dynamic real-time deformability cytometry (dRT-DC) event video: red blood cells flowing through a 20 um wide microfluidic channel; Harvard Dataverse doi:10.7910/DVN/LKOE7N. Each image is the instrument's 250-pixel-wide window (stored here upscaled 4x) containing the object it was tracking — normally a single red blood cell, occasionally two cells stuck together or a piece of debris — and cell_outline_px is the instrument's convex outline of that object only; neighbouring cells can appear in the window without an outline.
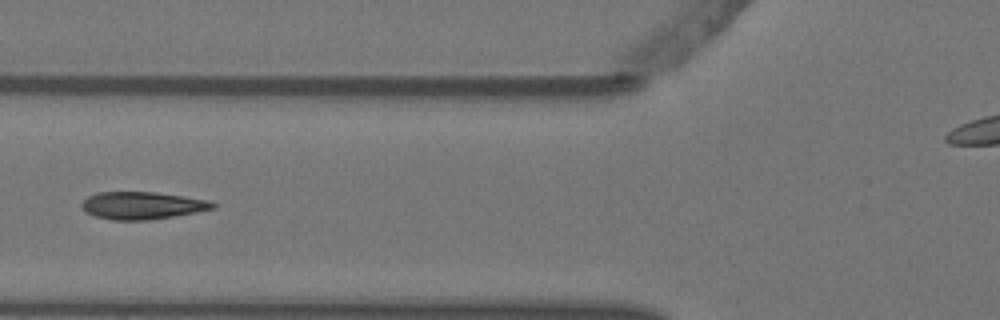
{"species": "Egyptian fruit bat (a non-hibernating species)", "species_latin": "Rousettus aegyptiacus", "temperature_condition": "warm", "stored_images_in_passage": 5, "camera_frame_rate_fps": 3000, "um_per_image_px": 0.085, "animal": {"sex": "female"}, "frame": {"image": 1, "passage_image": 5, "time_ms": 1.333, "image_size_px": [1000, 320], "cell_outline_px": [[216, 208], [196, 212], [148, 220], [112, 220], [96, 216], [84, 212], [80, 204], [88, 196], [96, 192], [156, 192], [184, 196], [208, 200], [216, 204]], "centroid_in_image_um": [12.06, 17.46], "position_along_channel_um": 113.7, "area_um2": 20.98}}